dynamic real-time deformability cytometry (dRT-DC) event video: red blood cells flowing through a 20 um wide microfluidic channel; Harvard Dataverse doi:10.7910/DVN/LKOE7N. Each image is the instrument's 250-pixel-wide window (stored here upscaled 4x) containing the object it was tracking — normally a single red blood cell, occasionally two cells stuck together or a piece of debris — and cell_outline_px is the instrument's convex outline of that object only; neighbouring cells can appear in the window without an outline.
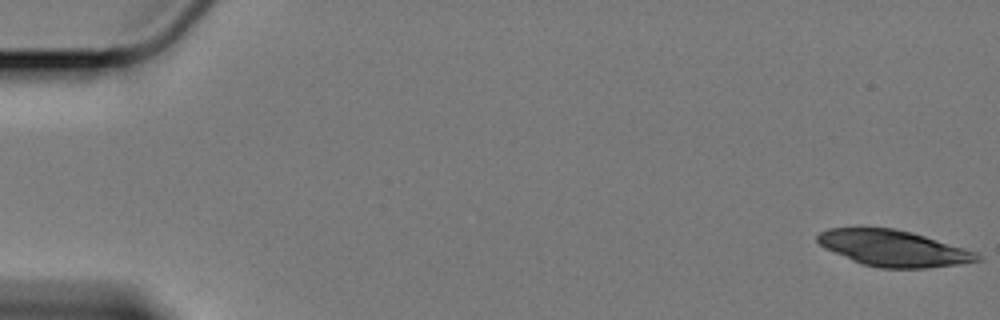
{"species": "Egyptian fruit bat (a non-hibernating species)", "species_latin": "Rousettus aegyptiacus", "temperature_condition": "cold", "stored_images_in_passage": 32, "camera_frame_rate_fps": 3000, "um_per_image_px": 0.085, "animal": {"sex": "female"}, "frame": {"image": 1, "passage_image": 1, "time_ms": 0.0, "image_size_px": [1000, 320], "cell_outline_px": [[984, 260], [960, 264], [924, 268], [880, 268], [860, 264], [824, 248], [816, 240], [816, 236], [820, 232], [828, 228], [892, 228], [912, 232], [964, 248], [976, 252]], "centroid_in_image_um": [75.93, 21.11], "position_along_channel_um": 9.1, "area_um2": 33.58}}